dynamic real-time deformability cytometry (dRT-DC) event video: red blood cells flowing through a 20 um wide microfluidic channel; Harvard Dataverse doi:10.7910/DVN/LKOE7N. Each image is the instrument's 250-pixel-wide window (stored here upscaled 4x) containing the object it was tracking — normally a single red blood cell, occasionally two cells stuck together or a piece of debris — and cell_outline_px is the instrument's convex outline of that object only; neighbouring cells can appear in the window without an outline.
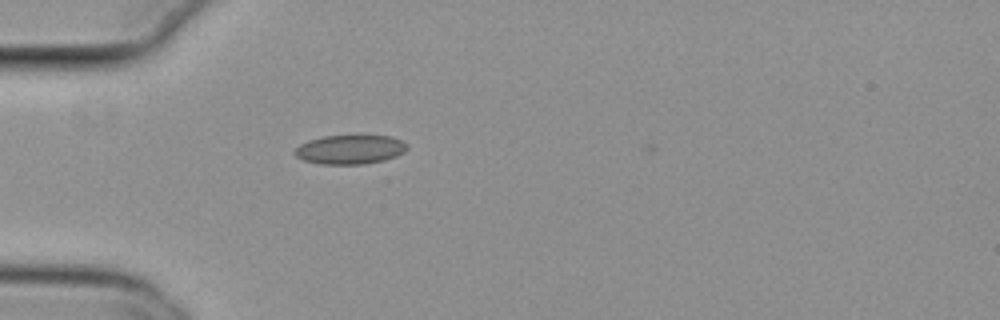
{"species": "common noctule bat (a hibernating species)", "species_latin": "Nyctalus noctula", "temperature_condition": "cold", "stored_images_in_passage": 2, "camera_frame_rate_fps": 3000, "um_per_image_px": 0.085, "animal": {"sex": "female", "body_mass_g": 29.2, "forearm_length_mm": 56.3}, "frame": {"image": 1, "passage_image": 1, "time_ms": 0.0, "image_size_px": [1000, 320], "cell_outline_px": [[408, 148], [404, 152], [396, 156], [384, 160], [364, 164], [320, 164], [304, 160], [296, 156], [292, 152], [300, 144], [308, 140], [324, 136], [360, 132], [392, 136], [408, 144]], "centroid_in_image_um": [29.79, 12.65], "position_along_channel_um": 55.2, "area_um2": 20.06}}